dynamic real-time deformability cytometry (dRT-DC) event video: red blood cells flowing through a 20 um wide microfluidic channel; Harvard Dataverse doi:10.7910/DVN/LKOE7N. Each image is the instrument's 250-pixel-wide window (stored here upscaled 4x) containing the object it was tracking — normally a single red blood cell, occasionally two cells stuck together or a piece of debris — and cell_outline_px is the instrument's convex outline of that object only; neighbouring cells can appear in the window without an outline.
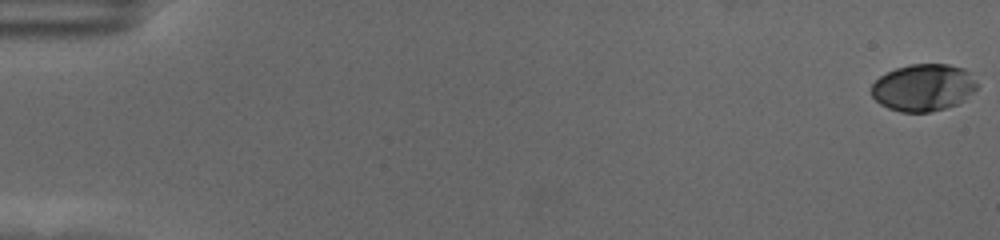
{"species": "human", "species_latin": "Homo sapiens", "temperature_condition": "cold", "stored_images_in_passage": 59, "camera_frame_rate_fps": 3000, "um_per_image_px": 0.085, "donor": {"sex": "female"}, "frame": {"image": 1, "passage_image": 1, "time_ms": 0.0, "image_size_px": [1000, 240], "cell_outline_px": [[976, 88], [964, 100], [956, 104], [944, 108], [928, 112], [900, 112], [888, 108], [880, 104], [872, 96], [872, 84], [880, 76], [896, 68], [912, 64], [948, 64], [964, 68], [968, 72], [976, 84]], "centroid_in_image_um": [78.46, 7.44], "position_along_channel_um": 6.5, "area_um2": 28.67}}
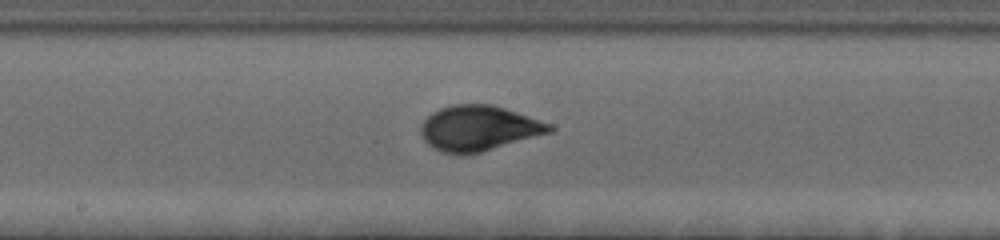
{"frame": {"image": 2, "passage_image": 33, "time_ms": 10.667, "image_size_px": [1000, 240], "cell_outline_px": [[556, 128], [552, 132], [480, 152], [464, 156], [440, 152], [432, 148], [424, 140], [420, 132], [420, 124], [432, 112], [440, 108], [452, 104], [492, 104], [552, 124]], "centroid_in_image_um": [40.66, 10.91], "position_along_channel_um": 207.5, "area_um2": 34.16}}
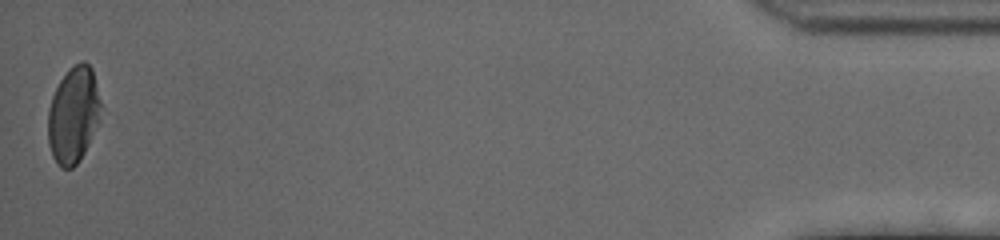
{"frame": {"image": 3, "passage_image": 59, "time_ms": 19.333, "image_size_px": [1000, 240], "cell_outline_px": [[104, 108], [100, 120], [80, 160], [72, 168], [60, 168], [56, 164], [52, 156], [48, 144], [48, 108], [52, 96], [60, 80], [68, 68], [80, 60], [84, 60], [92, 68]], "centroid_in_image_um": [6.26, 9.74], "position_along_channel_um": 428.9, "area_um2": 30.4}, "authors_computed_cell_mechanics": {"area_um2": 31.4432, "velocity_mm_per_s": 3.5209, "shape_relaxation_time_tau1_ms": 3.9071, "shape_relaxation_time_tau2_ms": null, "deformation_change_tau1": 0.1749, "deformation_change_tau2": null}}